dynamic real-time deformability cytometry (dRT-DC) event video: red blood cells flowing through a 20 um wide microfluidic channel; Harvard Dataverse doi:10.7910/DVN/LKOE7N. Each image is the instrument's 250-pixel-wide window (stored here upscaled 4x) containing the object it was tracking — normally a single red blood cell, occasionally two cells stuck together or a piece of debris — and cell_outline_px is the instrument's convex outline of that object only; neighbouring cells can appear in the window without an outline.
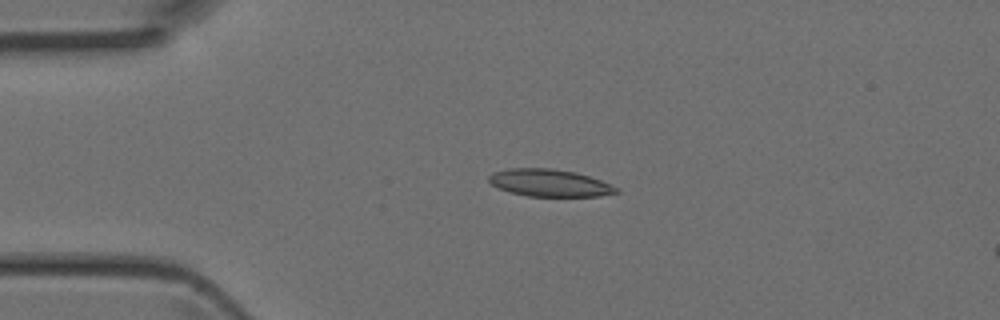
{"species": "Egyptian fruit bat (a non-hibernating species)", "species_latin": "Rousettus aegyptiacus", "temperature_condition": "room temperature", "stored_images_in_passage": 3, "camera_frame_rate_fps": 3000, "um_per_image_px": 0.085, "animal": {"sex": "female"}, "frame": {"image": 1, "passage_image": 2, "time_ms": 0.333, "image_size_px": [1000, 320], "cell_outline_px": [[620, 192], [600, 196], [528, 196], [512, 192], [500, 188], [492, 184], [488, 180], [488, 176], [492, 172], [508, 168], [552, 168], [576, 172], [600, 180], [620, 188]], "centroid_in_image_um": [46.73, 15.54], "position_along_channel_um": 38.3, "area_um2": 20.23}}